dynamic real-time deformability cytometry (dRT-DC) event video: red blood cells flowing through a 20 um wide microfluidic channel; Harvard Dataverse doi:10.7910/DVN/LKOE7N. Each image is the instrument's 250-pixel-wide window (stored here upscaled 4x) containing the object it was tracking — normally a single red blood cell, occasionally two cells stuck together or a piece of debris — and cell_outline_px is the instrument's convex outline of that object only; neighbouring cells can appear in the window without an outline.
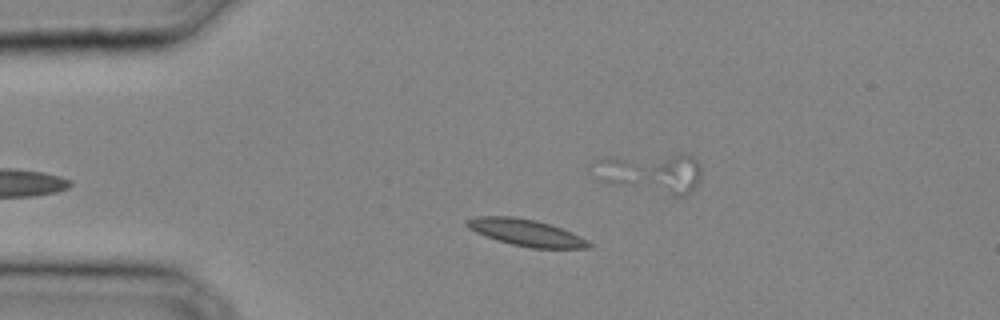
{"species": "common noctule bat (a hibernating species)", "species_latin": "Nyctalus noctula", "temperature_condition": "cold", "stored_images_in_passage": 26, "camera_frame_rate_fps": 3000, "um_per_image_px": 0.085, "animal": {"sex": "male", "body_mass_g": 20.4}, "frame": {"image": 1, "passage_image": 5, "time_ms": 1.333, "image_size_px": [1000, 320], "cell_outline_px": [[592, 244], [588, 248], [532, 248], [512, 244], [496, 240], [484, 236], [468, 228], [464, 224], [464, 220], [476, 216], [512, 216], [536, 220], [560, 228], [580, 236], [588, 240]], "centroid_in_image_um": [44.65, 19.76], "position_along_channel_um": 40.3, "area_um2": 18.96}}
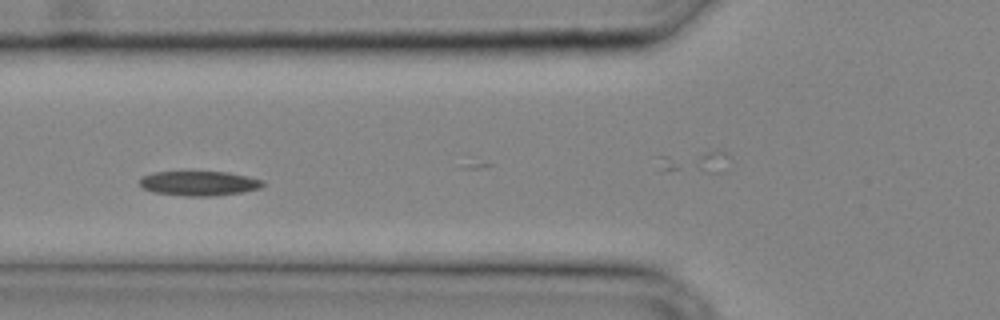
{"frame": {"image": 2, "passage_image": 10, "time_ms": 3.0, "image_size_px": [1000, 320], "cell_outline_px": [[264, 184], [260, 188], [240, 192], [216, 196], [184, 196], [152, 192], [144, 188], [140, 184], [140, 180], [144, 176], [156, 172], [228, 172], [248, 176], [264, 180]], "centroid_in_image_um": [16.95, 15.59], "position_along_channel_um": 108.9, "area_um2": 17.57}}
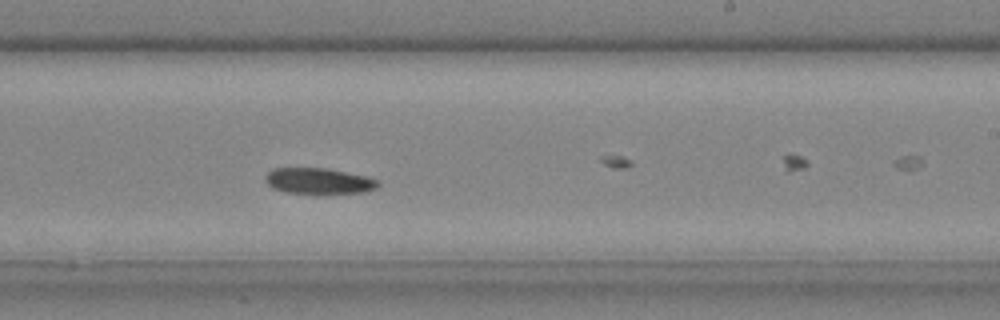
{"frame": {"image": 3, "passage_image": 18, "time_ms": 5.667, "image_size_px": [1000, 320], "cell_outline_px": [[380, 184], [376, 188], [364, 192], [284, 192], [272, 188], [264, 180], [264, 176], [272, 168], [324, 168], [368, 176], [380, 180]], "centroid_in_image_um": [27.08, 15.36], "position_along_channel_um": 261.9, "area_um2": 16.76}}